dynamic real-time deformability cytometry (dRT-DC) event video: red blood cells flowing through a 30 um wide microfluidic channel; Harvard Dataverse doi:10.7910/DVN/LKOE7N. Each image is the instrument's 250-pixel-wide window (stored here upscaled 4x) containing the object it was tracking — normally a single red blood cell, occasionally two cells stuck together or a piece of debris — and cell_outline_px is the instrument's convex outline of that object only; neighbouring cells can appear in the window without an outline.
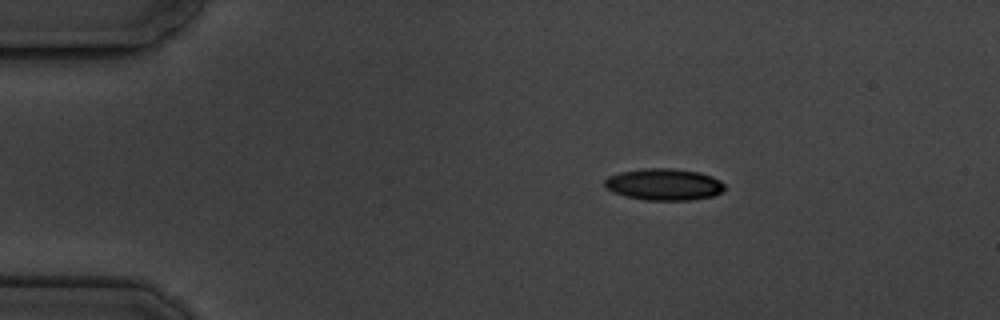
{"species": "common noctule bat (a hibernating species)", "species_latin": "Nyctalus noctula", "temperature_condition": "cold", "stored_images_in_passage": 4, "camera_frame_rate_fps": 3000, "um_per_image_px": 0.085, "animal": {"sex": "male", "body_mass_g": 19.5, "forearm_length_mm": 54.6}, "frame": {"image": 1, "passage_image": 2, "time_ms": 1.333, "image_size_px": [1000, 320], "cell_outline_px": [[724, 192], [712, 196], [692, 200], [644, 200], [612, 192], [604, 188], [604, 180], [608, 176], [620, 172], [644, 168], [672, 168], [700, 172], [712, 176], [720, 180], [724, 184]], "centroid_in_image_um": [56.44, 15.67], "position_along_channel_um": 28.6, "area_um2": 22.37}}